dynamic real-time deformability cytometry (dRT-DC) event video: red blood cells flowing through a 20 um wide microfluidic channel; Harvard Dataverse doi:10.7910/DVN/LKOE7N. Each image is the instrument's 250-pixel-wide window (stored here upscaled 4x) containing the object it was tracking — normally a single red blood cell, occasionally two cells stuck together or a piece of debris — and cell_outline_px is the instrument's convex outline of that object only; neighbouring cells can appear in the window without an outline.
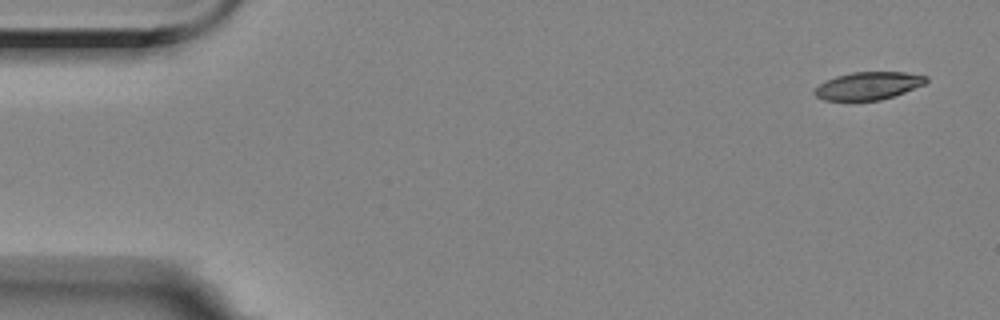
{"species": "Egyptian fruit bat (a non-hibernating species)", "species_latin": "Rousettus aegyptiacus", "temperature_condition": "room temperature", "stored_images_in_passage": 8, "camera_frame_rate_fps": 3000, "um_per_image_px": 0.085, "animal": {"sex": "female"}, "frame": {"image": 1, "passage_image": 1, "time_ms": 0.0, "image_size_px": [1000, 320], "cell_outline_px": [[928, 80], [924, 84], [904, 92], [880, 100], [824, 100], [816, 96], [812, 92], [820, 84], [836, 76], [852, 72], [904, 72], [928, 76]], "centroid_in_image_um": [73.81, 7.28], "position_along_channel_um": 11.2, "area_um2": 17.8}}
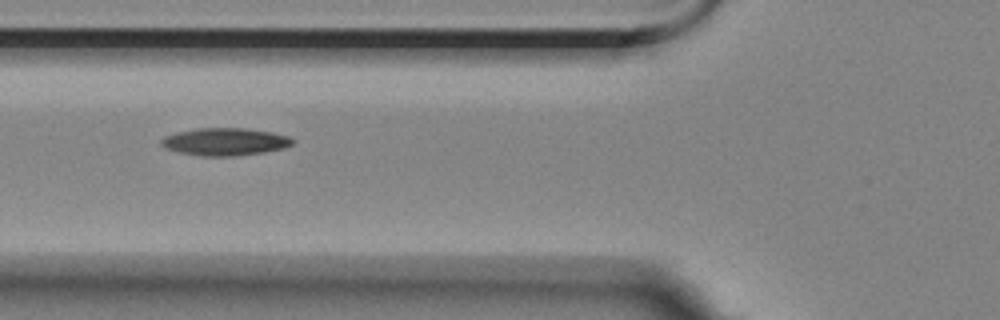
{"frame": {"image": 2, "passage_image": 6, "time_ms": 6.0, "image_size_px": [1000, 320], "cell_outline_px": [[296, 140], [292, 144], [284, 148], [264, 152], [236, 156], [200, 156], [180, 152], [164, 148], [160, 144], [160, 140], [164, 136], [176, 132], [196, 128], [248, 128], [272, 132], [288, 136]], "centroid_in_image_um": [19.12, 12.04], "position_along_channel_um": 106.7, "area_um2": 21.27}}
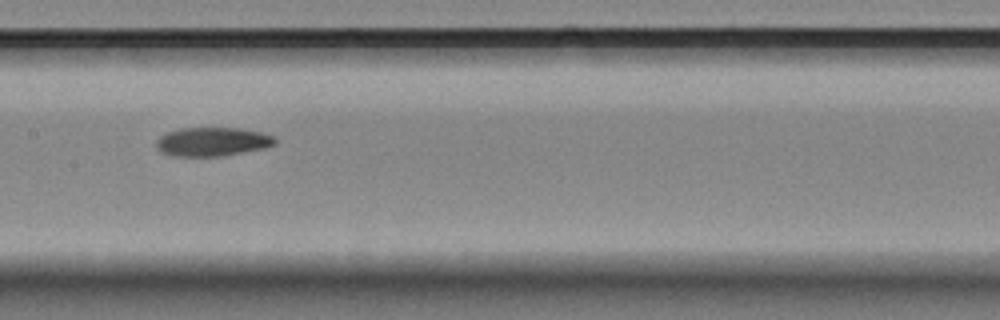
{"frame": {"image": 3, "passage_image": 8, "time_ms": 8.333, "image_size_px": [1000, 320], "cell_outline_px": [[276, 144], [264, 148], [220, 156], [176, 156], [160, 152], [156, 148], [156, 140], [160, 136], [168, 132], [180, 128], [240, 128], [260, 132], [272, 136], [276, 140]], "centroid_in_image_um": [18.02, 12.04], "position_along_channel_um": 189.4, "area_um2": 19.83}}